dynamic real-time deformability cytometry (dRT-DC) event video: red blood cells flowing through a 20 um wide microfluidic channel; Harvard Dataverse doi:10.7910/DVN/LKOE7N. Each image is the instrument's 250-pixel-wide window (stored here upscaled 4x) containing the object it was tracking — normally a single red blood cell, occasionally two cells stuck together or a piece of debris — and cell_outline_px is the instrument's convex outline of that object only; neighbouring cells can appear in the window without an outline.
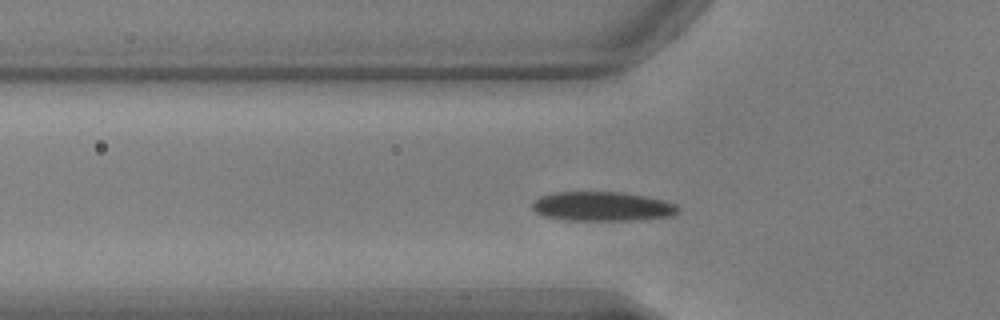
{"species": "common noctule bat (a hibernating species)", "species_latin": "Nyctalus noctula", "temperature_condition": "warm", "stored_images_in_passage": 42, "camera_frame_rate_fps": 3000, "um_per_image_px": 0.085, "animal": {"sex": "male", "body_mass_g": 17.9, "forearm_length_mm": 54.2}, "frame": {"image": 1, "passage_image": 10, "time_ms": 3.0, "image_size_px": [1000, 320], "cell_outline_px": [[680, 212], [668, 216], [632, 220], [564, 220], [544, 216], [536, 212], [532, 208], [532, 200], [540, 196], [552, 192], [620, 192], [644, 196], [664, 200], [676, 204], [680, 208]], "centroid_in_image_um": [51.15, 17.54], "position_along_channel_um": 74.6, "area_um2": 24.97}}
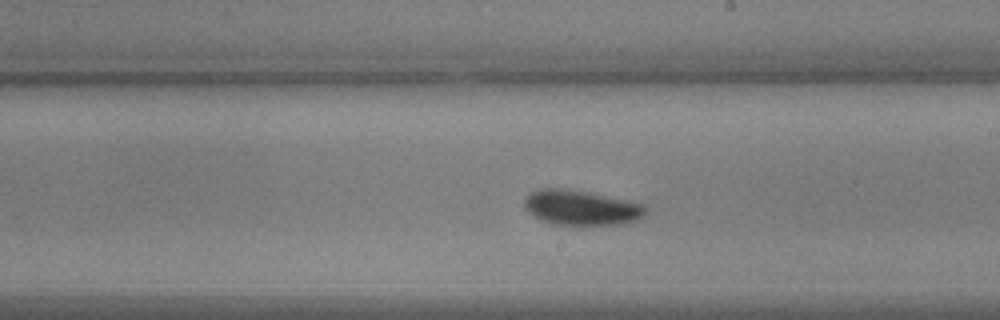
{"frame": {"image": 2, "passage_image": 23, "time_ms": 7.333, "image_size_px": [1000, 320], "cell_outline_px": [[648, 212], [644, 216], [636, 220], [624, 224], [552, 224], [540, 220], [528, 212], [524, 208], [524, 200], [528, 192], [540, 188], [560, 188], [588, 192], [632, 200], [644, 204], [648, 208]], "centroid_in_image_um": [49.42, 17.64], "position_along_channel_um": 239.6, "area_um2": 25.09}}
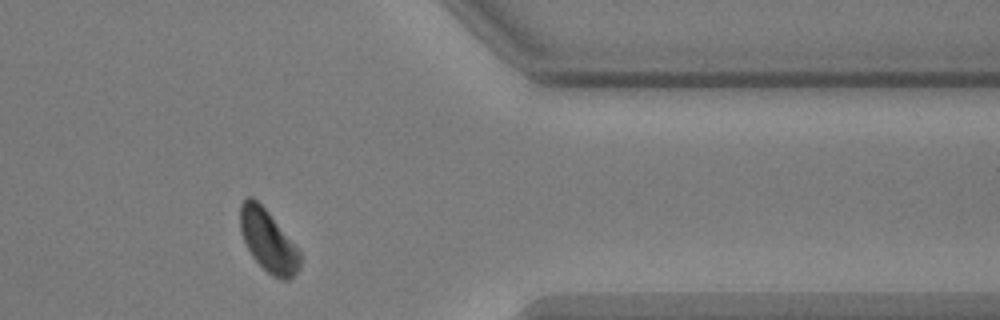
{"frame": {"image": 3, "passage_image": 36, "time_ms": 11.667, "image_size_px": [1000, 320], "cell_outline_px": [[300, 268], [288, 280], [284, 280], [272, 276], [252, 256], [240, 232], [240, 204], [248, 196], [252, 196], [268, 212], [300, 252]], "centroid_in_image_um": [22.77, 20.47], "position_along_channel_um": 388.6, "area_um2": 21.1}, "authors_computed_cell_mechanics": {"area_um2": 23.6113, "velocity_mm_per_s": 3.7985, "shape_relaxation_time_tau1_ms": 2.9493, "shape_relaxation_time_tau2_ms": 1.4132, "deformation_change_tau1": 0.1284, "deformation_change_tau2": 0.0415}}